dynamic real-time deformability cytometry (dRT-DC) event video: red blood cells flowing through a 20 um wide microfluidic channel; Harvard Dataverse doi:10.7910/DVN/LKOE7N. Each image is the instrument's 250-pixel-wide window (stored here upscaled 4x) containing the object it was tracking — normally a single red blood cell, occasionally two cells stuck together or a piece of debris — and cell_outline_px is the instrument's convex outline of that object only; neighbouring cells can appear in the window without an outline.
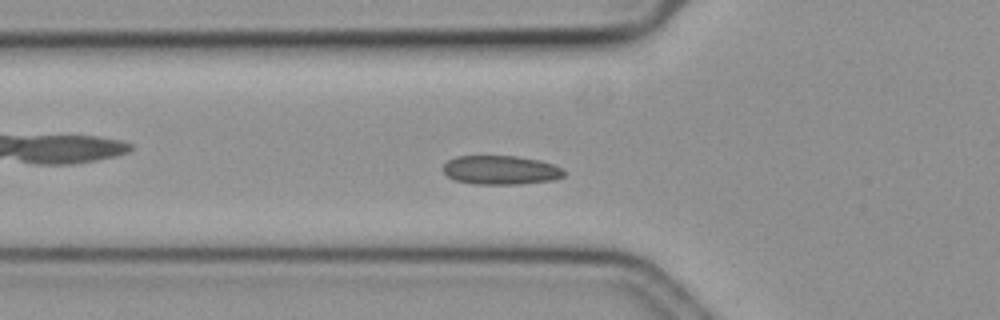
{"species": "common noctule bat (a hibernating species)", "species_latin": "Nyctalus noctula", "temperature_condition": "cold", "stored_images_in_passage": 44, "camera_frame_rate_fps": 3000, "um_per_image_px": 0.085, "animal": {"sex": "female", "body_mass_g": 19.3, "forearm_length_mm": 54.1}, "frame": {"image": 1, "passage_image": 5, "time_ms": 1.333, "image_size_px": [1000, 320], "cell_outline_px": [[564, 176], [552, 180], [520, 184], [472, 184], [456, 180], [448, 176], [444, 172], [444, 164], [448, 160], [456, 156], [516, 156], [540, 160], [552, 164], [560, 168], [564, 172]], "centroid_in_image_um": [42.55, 14.45], "position_along_channel_um": 83.3, "area_um2": 20.29}}
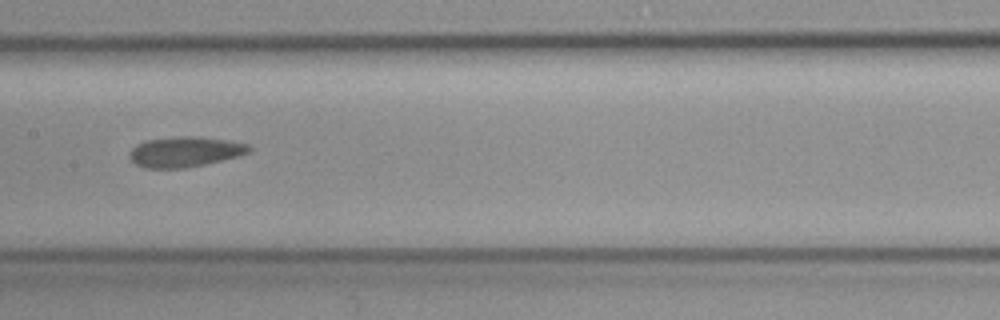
{"frame": {"image": 2, "passage_image": 15, "time_ms": 4.667, "image_size_px": [1000, 320], "cell_outline_px": [[252, 148], [248, 152], [236, 156], [204, 164], [184, 168], [144, 168], [136, 164], [128, 156], [128, 152], [136, 144], [144, 140], [180, 136], [196, 136], [228, 140], [248, 144]], "centroid_in_image_um": [15.66, 12.89], "position_along_channel_um": 191.7, "area_um2": 21.04}}
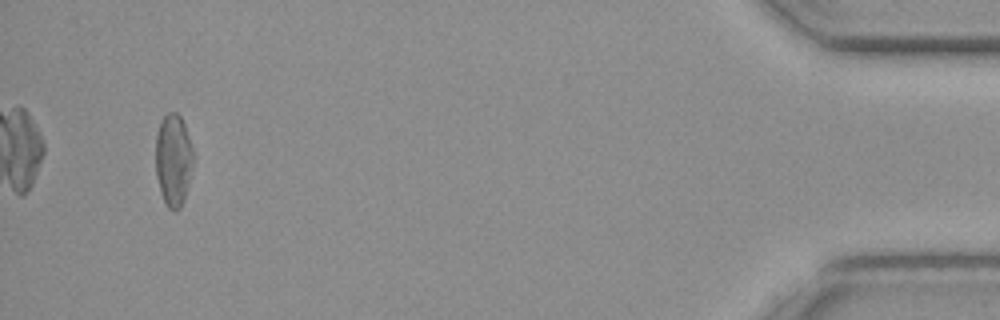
{"frame": {"image": 3, "passage_image": 41, "time_ms": 13.333, "image_size_px": [1000, 320], "cell_outline_px": [[192, 168], [184, 200], [180, 208], [176, 212], [168, 208], [160, 192], [156, 176], [156, 136], [160, 120], [168, 112], [176, 112], [180, 116], [184, 124], [192, 148]], "centroid_in_image_um": [14.72, 13.61], "position_along_channel_um": 420.5, "area_um2": 20.11}}